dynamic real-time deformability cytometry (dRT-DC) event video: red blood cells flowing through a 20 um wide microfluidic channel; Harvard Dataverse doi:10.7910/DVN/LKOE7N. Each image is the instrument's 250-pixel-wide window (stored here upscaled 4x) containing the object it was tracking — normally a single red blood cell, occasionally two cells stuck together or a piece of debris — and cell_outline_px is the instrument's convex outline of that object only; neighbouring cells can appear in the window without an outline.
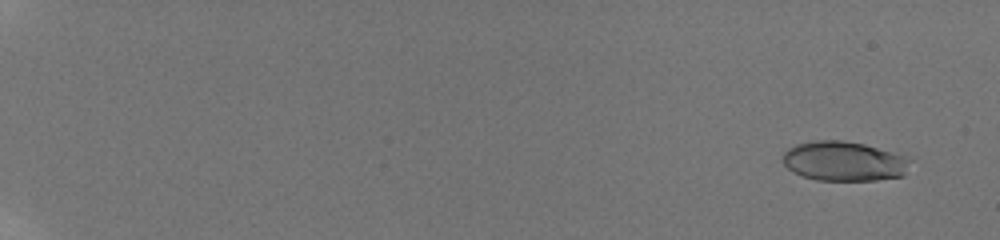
{"species": "human", "species_latin": "Homo sapiens", "temperature_condition": "room temperature", "stored_images_in_passage": 14, "camera_frame_rate_fps": 3000, "um_per_image_px": 0.085, "donor": {"sex": "male"}, "frame": {"image": 1, "passage_image": 2, "time_ms": 1.0, "image_size_px": [1000, 240], "cell_outline_px": [[908, 160], [904, 176], [876, 180], [816, 180], [792, 172], [784, 164], [784, 152], [788, 148], [796, 144], [812, 140], [844, 140], [864, 144], [908, 156]], "centroid_in_image_um": [71.72, 13.69], "position_along_channel_um": 13.3, "area_um2": 29.36}}
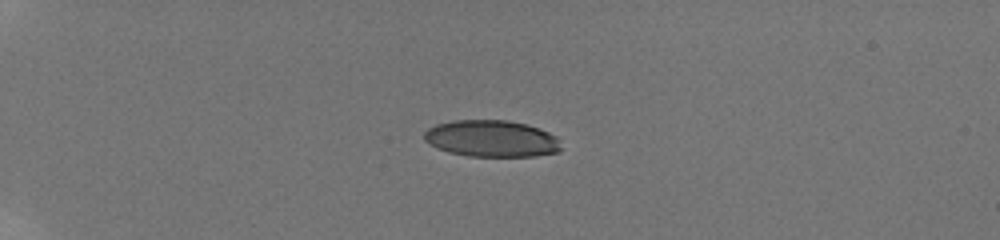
{"frame": {"image": 2, "passage_image": 10, "time_ms": 5.667, "image_size_px": [1000, 240], "cell_outline_px": [[560, 148], [556, 152], [536, 156], [468, 156], [448, 152], [436, 148], [428, 144], [424, 140], [424, 132], [428, 128], [436, 124], [452, 120], [508, 120], [528, 124], [548, 132], [556, 136]], "centroid_in_image_um": [41.73, 11.77], "position_along_channel_um": 43.3, "area_um2": 29.36}}
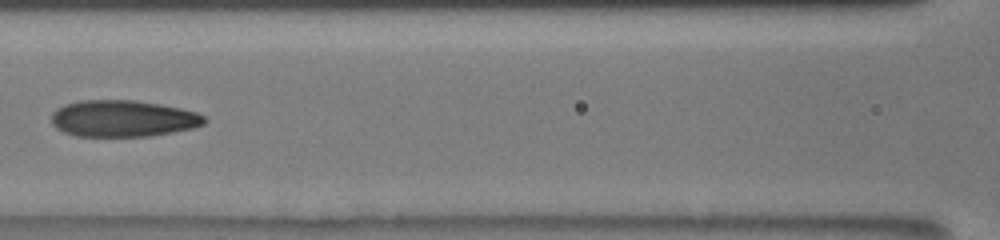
{"frame": {"image": 3, "passage_image": 14, "time_ms": 10.333, "image_size_px": [1000, 240], "cell_outline_px": [[208, 120], [204, 124], [196, 128], [148, 136], [76, 136], [64, 132], [56, 128], [52, 124], [52, 112], [56, 108], [64, 104], [80, 100], [136, 100], [160, 104], [180, 108], [196, 112], [204, 116]], "centroid_in_image_um": [10.45, 10.07], "position_along_channel_um": 156.1, "area_um2": 32.83}}